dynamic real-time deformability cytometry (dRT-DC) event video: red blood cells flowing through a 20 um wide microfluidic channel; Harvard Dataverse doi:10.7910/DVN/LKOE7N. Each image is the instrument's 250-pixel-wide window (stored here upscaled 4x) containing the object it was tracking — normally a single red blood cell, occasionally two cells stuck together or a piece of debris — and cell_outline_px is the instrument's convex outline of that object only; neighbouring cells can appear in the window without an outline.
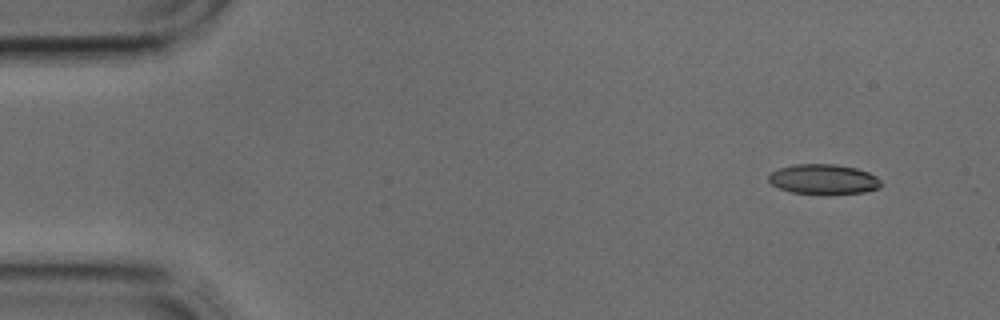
{"species": "common noctule bat (a hibernating species)", "species_latin": "Nyctalus noctula", "temperature_condition": "cold", "stored_images_in_passage": 4, "segment_of_instrument_passage": [2, 2], "camera_frame_rate_fps": 3000, "um_per_image_px": 0.085, "animal": {"sex": "male", "body_mass_g": 17.9, "forearm_length_mm": 54.2}, "frame": {"image": 1, "passage_image": 4, "time_ms": 1.0, "image_size_px": [1000, 320], "cell_outline_px": [[880, 188], [864, 192], [824, 196], [820, 196], [792, 192], [780, 188], [772, 184], [768, 180], [768, 176], [772, 172], [780, 168], [796, 164], [832, 164], [856, 168], [868, 172], [876, 176], [880, 180]], "centroid_in_image_um": [70.01, 15.27], "position_along_channel_um": 15.0, "area_um2": 20.0}}